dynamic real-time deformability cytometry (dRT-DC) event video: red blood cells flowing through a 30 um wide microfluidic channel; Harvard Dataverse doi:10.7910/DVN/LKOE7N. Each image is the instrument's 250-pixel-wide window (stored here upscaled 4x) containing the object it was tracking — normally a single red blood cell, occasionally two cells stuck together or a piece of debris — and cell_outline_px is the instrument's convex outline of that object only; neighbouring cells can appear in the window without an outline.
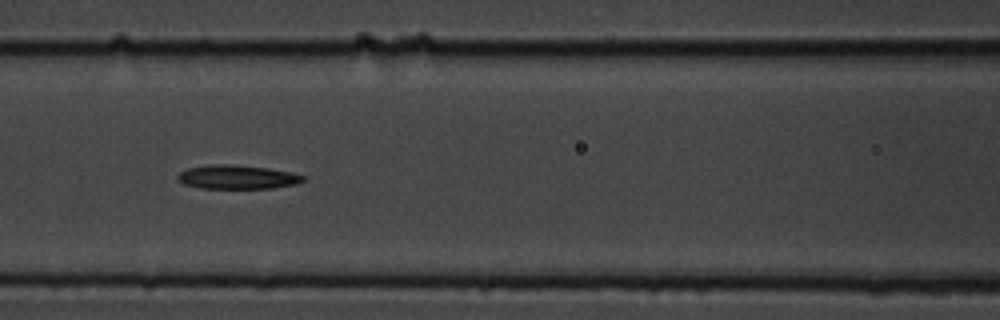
{"species": "common noctule bat (a hibernating species)", "species_latin": "Nyctalus noctula", "temperature_condition": "cold", "stored_images_in_passage": 10, "segment_of_instrument_passage": [1, 2], "camera_frame_rate_fps": 3000, "um_per_image_px": 0.085, "animal": {"sex": "male", "body_mass_g": 19.5, "forearm_length_mm": 54.6}, "frame": {"image": 1, "passage_image": 7, "time_ms": 2.0, "image_size_px": [1000, 320], "cell_outline_px": [[308, 180], [296, 184], [272, 188], [200, 188], [184, 184], [176, 180], [176, 176], [180, 172], [188, 168], [212, 164], [232, 164], [268, 168], [292, 172], [308, 176]], "centroid_in_image_um": [20.21, 15.04], "position_along_channel_um": 146.4, "area_um2": 17.74}}
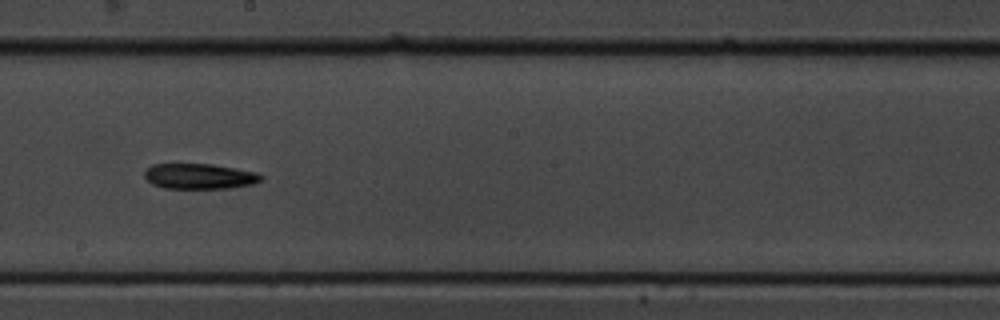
{"frame": {"image": 2, "passage_image": 9, "time_ms": 2.667, "image_size_px": [1000, 320], "cell_outline_px": [[264, 180], [252, 184], [228, 188], [164, 188], [152, 184], [144, 176], [144, 172], [152, 164], [212, 164], [256, 172], [264, 176]], "centroid_in_image_um": [16.97, 14.98], "position_along_channel_um": 231.2, "area_um2": 17.22}}